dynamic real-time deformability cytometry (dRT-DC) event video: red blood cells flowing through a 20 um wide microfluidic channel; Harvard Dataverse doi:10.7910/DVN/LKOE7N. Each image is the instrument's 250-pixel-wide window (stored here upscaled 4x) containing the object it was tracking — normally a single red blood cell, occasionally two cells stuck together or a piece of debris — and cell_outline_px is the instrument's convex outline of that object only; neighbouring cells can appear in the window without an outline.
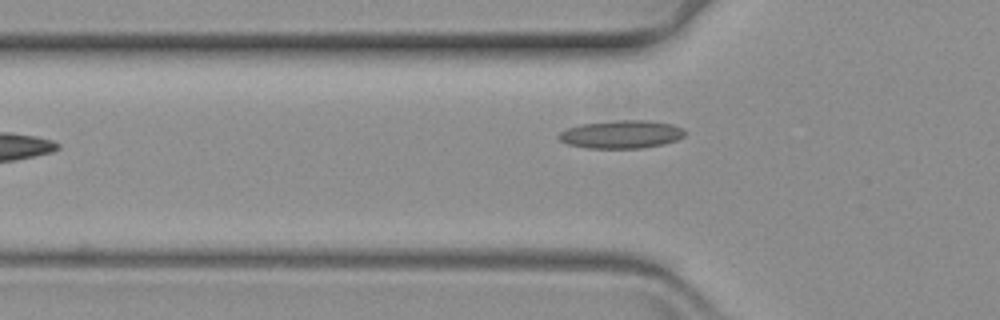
{"species": "common noctule bat (a hibernating species)", "species_latin": "Nyctalus noctula", "temperature_condition": "warm", "stored_images_in_passage": 38, "camera_frame_rate_fps": 3000, "um_per_image_px": 0.085, "animal": {"sex": "female", "body_mass_g": 19.3, "forearm_length_mm": 54.1}, "frame": {"image": 1, "passage_image": 3, "time_ms": 0.667, "image_size_px": [1000, 320], "cell_outline_px": [[688, 132], [684, 136], [676, 140], [664, 144], [644, 148], [588, 148], [568, 144], [560, 140], [556, 136], [560, 132], [568, 128], [580, 124], [620, 120], [648, 120], [672, 124], [684, 128]], "centroid_in_image_um": [52.85, 11.42], "position_along_channel_um": 72.9, "area_um2": 20.75}}
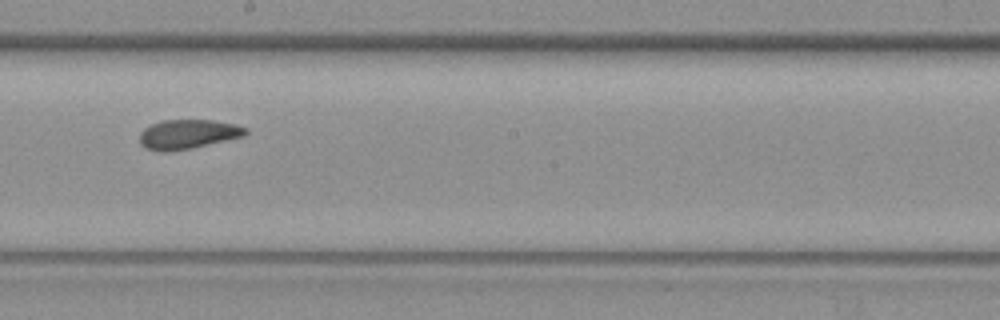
{"frame": {"image": 2, "passage_image": 17, "time_ms": 5.333, "image_size_px": [1000, 320], "cell_outline_px": [[248, 132], [244, 136], [192, 148], [168, 152], [160, 152], [144, 148], [140, 144], [140, 132], [144, 128], [152, 124], [164, 120], [212, 120], [236, 124], [248, 128]], "centroid_in_image_um": [15.96, 11.41], "position_along_channel_um": 232.2, "area_um2": 18.26}}
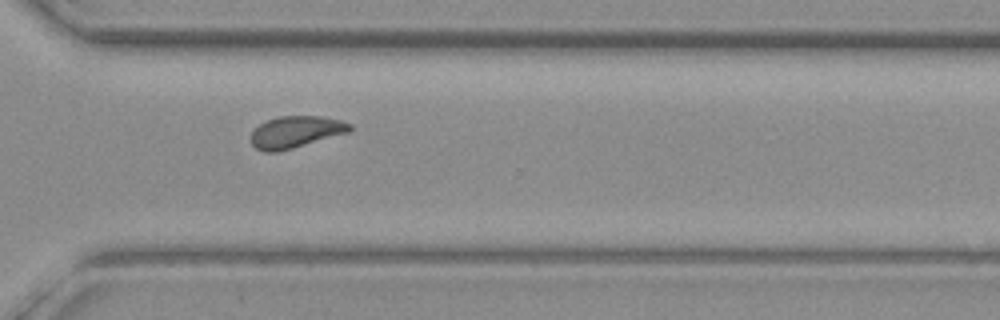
{"frame": {"image": 3, "passage_image": 27, "time_ms": 8.667, "image_size_px": [1000, 320], "cell_outline_px": [[352, 128], [348, 132], [292, 148], [276, 152], [264, 152], [256, 148], [252, 144], [252, 132], [260, 124], [268, 120], [280, 116], [320, 116], [340, 120], [352, 124]], "centroid_in_image_um": [25.14, 11.21], "position_along_channel_um": 345.5, "area_um2": 17.98}}